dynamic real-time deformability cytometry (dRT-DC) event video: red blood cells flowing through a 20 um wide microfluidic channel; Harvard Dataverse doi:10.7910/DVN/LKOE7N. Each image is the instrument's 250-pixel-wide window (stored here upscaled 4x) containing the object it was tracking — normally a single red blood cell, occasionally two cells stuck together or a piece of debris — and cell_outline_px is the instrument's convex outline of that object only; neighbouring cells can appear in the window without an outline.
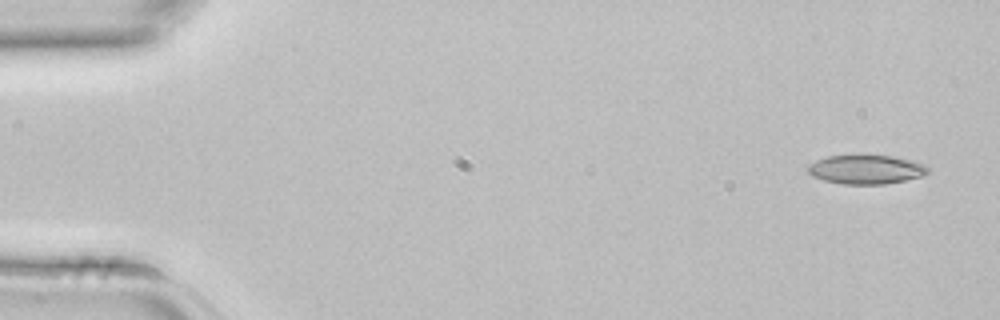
{"species": "common noctule bat (a hibernating species)", "species_latin": "Nyctalus noctula", "temperature_condition": "room temperature", "stored_images_in_passage": 5, "camera_frame_rate_fps": 3000, "um_per_image_px": 0.085, "animal": {"sex": "female", "body_mass_g": 22.7, "forearm_length_mm": 54.2}, "frame": {"image": 1, "passage_image": 1, "time_ms": 0.0, "image_size_px": [1000, 320], "cell_outline_px": [[928, 172], [920, 176], [908, 180], [884, 184], [840, 184], [824, 180], [812, 176], [808, 172], [808, 164], [816, 160], [828, 156], [896, 156], [924, 164], [928, 168]], "centroid_in_image_um": [73.6, 14.41], "position_along_channel_um": 11.4, "area_um2": 20.17}}
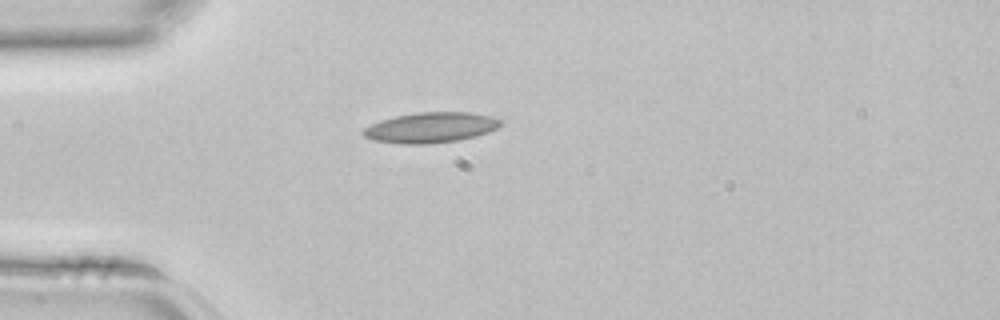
{"frame": {"image": 2, "passage_image": 5, "time_ms": 1.333, "image_size_px": [1000, 320], "cell_outline_px": [[500, 124], [496, 128], [488, 132], [476, 136], [460, 140], [428, 144], [400, 144], [372, 140], [364, 136], [360, 132], [364, 128], [380, 120], [396, 116], [416, 112], [472, 112], [492, 116], [500, 120]], "centroid_in_image_um": [36.58, 10.84], "position_along_channel_um": 48.4, "area_um2": 24.45}}